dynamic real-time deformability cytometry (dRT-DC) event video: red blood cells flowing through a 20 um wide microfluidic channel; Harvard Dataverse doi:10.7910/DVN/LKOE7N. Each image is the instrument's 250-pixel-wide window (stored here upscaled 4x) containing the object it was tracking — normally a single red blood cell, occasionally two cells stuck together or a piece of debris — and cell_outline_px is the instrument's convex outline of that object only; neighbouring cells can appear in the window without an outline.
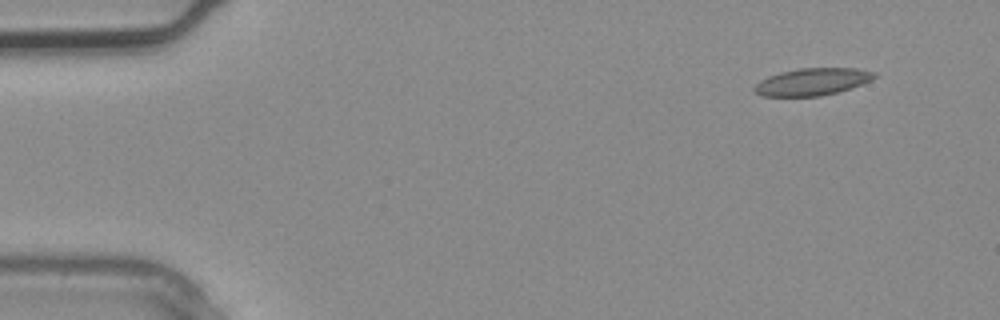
{"species": "common noctule bat (a hibernating species)", "species_latin": "Nyctalus noctula", "temperature_condition": "warm", "stored_images_in_passage": 3, "camera_frame_rate_fps": 3000, "um_per_image_px": 0.085, "animal": {"sex": "male", "body_mass_g": 20.4}, "frame": {"image": 1, "passage_image": 1, "time_ms": 0.0, "image_size_px": [1000, 320], "cell_outline_px": [[876, 76], [872, 80], [852, 88], [820, 96], [760, 96], [752, 88], [760, 80], [768, 76], [780, 72], [800, 68], [856, 68], [876, 72]], "centroid_in_image_um": [69.05, 6.94], "position_along_channel_um": 16.0, "area_um2": 19.07}}
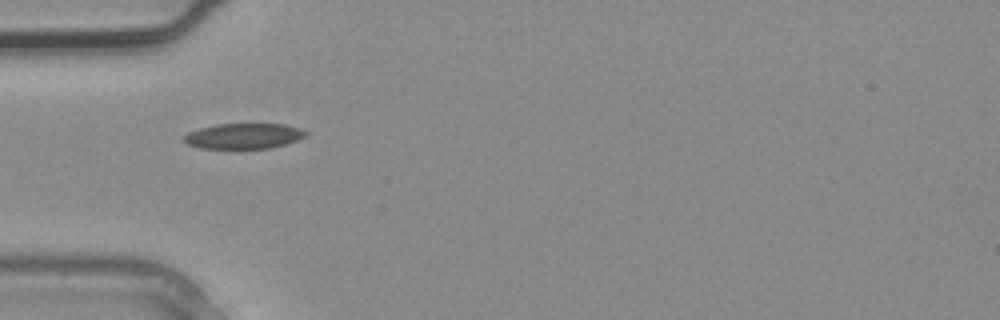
{"frame": {"image": 2, "passage_image": 3, "time_ms": 0.667, "image_size_px": [1000, 320], "cell_outline_px": [[308, 132], [304, 136], [296, 140], [284, 144], [268, 148], [200, 148], [188, 144], [184, 140], [184, 136], [188, 132], [200, 128], [216, 124], [284, 124], [300, 128]], "centroid_in_image_um": [20.7, 11.55], "position_along_channel_um": 64.3, "area_um2": 17.8}}